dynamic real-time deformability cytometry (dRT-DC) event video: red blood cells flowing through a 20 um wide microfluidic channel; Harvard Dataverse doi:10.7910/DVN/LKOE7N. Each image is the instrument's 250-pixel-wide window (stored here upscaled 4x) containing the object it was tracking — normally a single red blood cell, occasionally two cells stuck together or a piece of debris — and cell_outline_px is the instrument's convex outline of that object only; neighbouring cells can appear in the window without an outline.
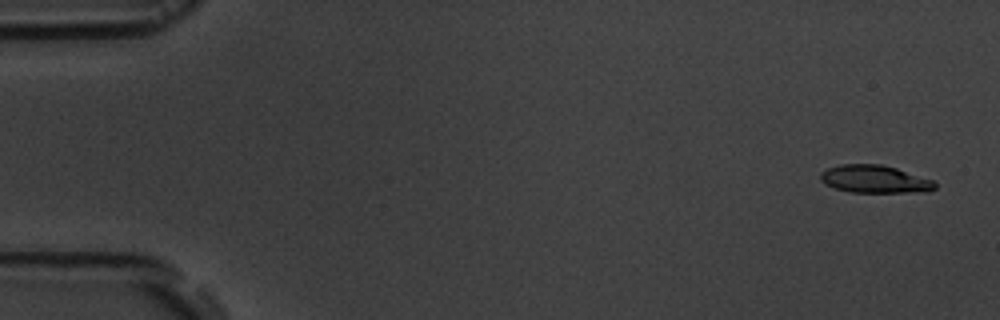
{"species": "common noctule bat (a hibernating species)", "species_latin": "Nyctalus noctula", "temperature_condition": "room temperature", "stored_images_in_passage": 6, "camera_frame_rate_fps": 3000, "um_per_image_px": 0.085, "animal": {"sex": "male", "body_mass_g": 19.5, "forearm_length_mm": 54.6}, "frame": {"image": 1, "passage_image": 1, "time_ms": 0.0, "image_size_px": [1000, 320], "cell_outline_px": [[936, 188], [928, 192], [852, 192], [832, 188], [824, 184], [820, 180], [820, 172], [828, 168], [840, 164], [880, 164], [896, 168], [932, 180], [936, 184]], "centroid_in_image_um": [74.31, 15.23], "position_along_channel_um": 10.7, "area_um2": 18.55}}
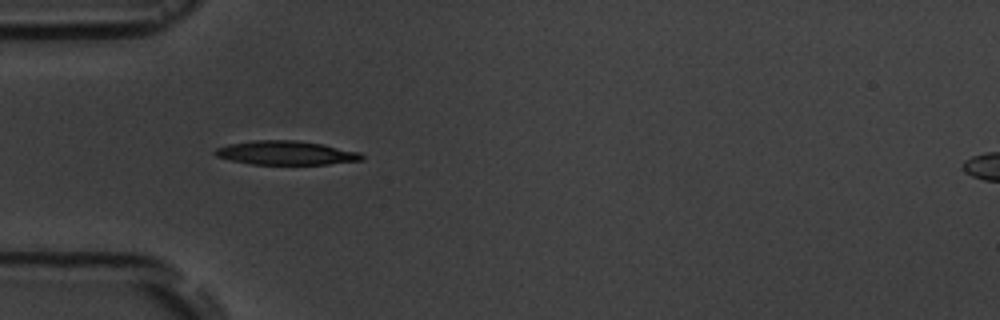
{"frame": {"image": 2, "passage_image": 5, "time_ms": 5.0, "image_size_px": [1000, 320], "cell_outline_px": [[364, 160], [328, 164], [252, 164], [232, 160], [216, 156], [212, 152], [216, 148], [228, 144], [252, 140], [296, 140], [324, 144], [360, 152], [364, 156]], "centroid_in_image_um": [24.32, 12.99], "position_along_channel_um": 60.7, "area_um2": 20.52}}
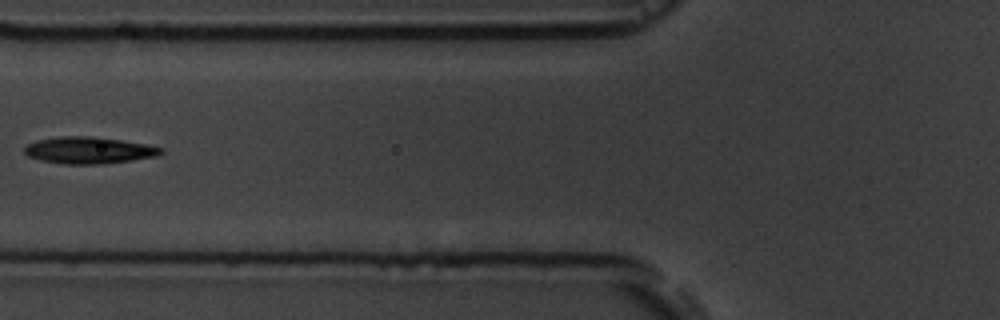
{"frame": {"image": 3, "passage_image": 6, "time_ms": 6.667, "image_size_px": [1000, 320], "cell_outline_px": [[164, 152], [156, 156], [132, 160], [100, 164], [64, 164], [40, 160], [28, 156], [24, 152], [24, 148], [28, 144], [36, 140], [60, 136], [92, 136], [148, 144], [164, 148]], "centroid_in_image_um": [7.56, 12.77], "position_along_channel_um": 118.2, "area_um2": 21.33}}